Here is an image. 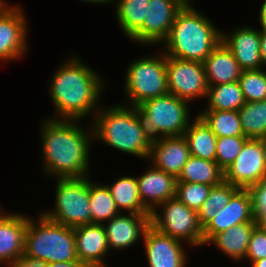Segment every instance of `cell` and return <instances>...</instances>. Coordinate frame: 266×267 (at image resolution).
<instances>
[{
  "label": "cell",
  "instance_id": "34",
  "mask_svg": "<svg viewBox=\"0 0 266 267\" xmlns=\"http://www.w3.org/2000/svg\"><path fill=\"white\" fill-rule=\"evenodd\" d=\"M211 188L210 185L200 183L177 182L176 197L187 207L198 211L209 196Z\"/></svg>",
  "mask_w": 266,
  "mask_h": 267
},
{
  "label": "cell",
  "instance_id": "21",
  "mask_svg": "<svg viewBox=\"0 0 266 267\" xmlns=\"http://www.w3.org/2000/svg\"><path fill=\"white\" fill-rule=\"evenodd\" d=\"M27 214L9 213L0 219V263L10 264L24 254Z\"/></svg>",
  "mask_w": 266,
  "mask_h": 267
},
{
  "label": "cell",
  "instance_id": "1",
  "mask_svg": "<svg viewBox=\"0 0 266 267\" xmlns=\"http://www.w3.org/2000/svg\"><path fill=\"white\" fill-rule=\"evenodd\" d=\"M79 120L47 118L39 130L44 172L56 178L89 176L93 130L79 126ZM82 127V128H81ZM88 130V131H87Z\"/></svg>",
  "mask_w": 266,
  "mask_h": 267
},
{
  "label": "cell",
  "instance_id": "18",
  "mask_svg": "<svg viewBox=\"0 0 266 267\" xmlns=\"http://www.w3.org/2000/svg\"><path fill=\"white\" fill-rule=\"evenodd\" d=\"M190 156L188 142L184 136L162 137L152 141L147 161L177 178Z\"/></svg>",
  "mask_w": 266,
  "mask_h": 267
},
{
  "label": "cell",
  "instance_id": "44",
  "mask_svg": "<svg viewBox=\"0 0 266 267\" xmlns=\"http://www.w3.org/2000/svg\"><path fill=\"white\" fill-rule=\"evenodd\" d=\"M85 1L86 3H96V4H109V3H113L114 0H82Z\"/></svg>",
  "mask_w": 266,
  "mask_h": 267
},
{
  "label": "cell",
  "instance_id": "2",
  "mask_svg": "<svg viewBox=\"0 0 266 267\" xmlns=\"http://www.w3.org/2000/svg\"><path fill=\"white\" fill-rule=\"evenodd\" d=\"M82 60L76 55L69 57L54 73L49 94L57 116L52 119L80 121L103 106L99 103L103 78Z\"/></svg>",
  "mask_w": 266,
  "mask_h": 267
},
{
  "label": "cell",
  "instance_id": "30",
  "mask_svg": "<svg viewBox=\"0 0 266 267\" xmlns=\"http://www.w3.org/2000/svg\"><path fill=\"white\" fill-rule=\"evenodd\" d=\"M238 112L244 136L266 140V100L245 102Z\"/></svg>",
  "mask_w": 266,
  "mask_h": 267
},
{
  "label": "cell",
  "instance_id": "4",
  "mask_svg": "<svg viewBox=\"0 0 266 267\" xmlns=\"http://www.w3.org/2000/svg\"><path fill=\"white\" fill-rule=\"evenodd\" d=\"M91 120L93 139L120 152L148 160L152 141L143 132L134 109L127 103L101 106Z\"/></svg>",
  "mask_w": 266,
  "mask_h": 267
},
{
  "label": "cell",
  "instance_id": "24",
  "mask_svg": "<svg viewBox=\"0 0 266 267\" xmlns=\"http://www.w3.org/2000/svg\"><path fill=\"white\" fill-rule=\"evenodd\" d=\"M183 136L188 142L192 156L215 161L217 136L198 114L191 121Z\"/></svg>",
  "mask_w": 266,
  "mask_h": 267
},
{
  "label": "cell",
  "instance_id": "10",
  "mask_svg": "<svg viewBox=\"0 0 266 267\" xmlns=\"http://www.w3.org/2000/svg\"><path fill=\"white\" fill-rule=\"evenodd\" d=\"M266 180V140L247 139L236 159L224 171V181L239 189Z\"/></svg>",
  "mask_w": 266,
  "mask_h": 267
},
{
  "label": "cell",
  "instance_id": "33",
  "mask_svg": "<svg viewBox=\"0 0 266 267\" xmlns=\"http://www.w3.org/2000/svg\"><path fill=\"white\" fill-rule=\"evenodd\" d=\"M245 102L266 100V71L243 70L238 80Z\"/></svg>",
  "mask_w": 266,
  "mask_h": 267
},
{
  "label": "cell",
  "instance_id": "6",
  "mask_svg": "<svg viewBox=\"0 0 266 267\" xmlns=\"http://www.w3.org/2000/svg\"><path fill=\"white\" fill-rule=\"evenodd\" d=\"M173 94L152 98L133 106L143 132L151 141L162 137L183 136L191 123L190 106Z\"/></svg>",
  "mask_w": 266,
  "mask_h": 267
},
{
  "label": "cell",
  "instance_id": "35",
  "mask_svg": "<svg viewBox=\"0 0 266 267\" xmlns=\"http://www.w3.org/2000/svg\"><path fill=\"white\" fill-rule=\"evenodd\" d=\"M247 139L245 136L217 137L215 161L223 171L236 159Z\"/></svg>",
  "mask_w": 266,
  "mask_h": 267
},
{
  "label": "cell",
  "instance_id": "45",
  "mask_svg": "<svg viewBox=\"0 0 266 267\" xmlns=\"http://www.w3.org/2000/svg\"><path fill=\"white\" fill-rule=\"evenodd\" d=\"M6 214H7V212L5 213L3 211V209L1 208V205H0V219L3 218Z\"/></svg>",
  "mask_w": 266,
  "mask_h": 267
},
{
  "label": "cell",
  "instance_id": "38",
  "mask_svg": "<svg viewBox=\"0 0 266 267\" xmlns=\"http://www.w3.org/2000/svg\"><path fill=\"white\" fill-rule=\"evenodd\" d=\"M9 267H47V263L38 260V259H32V258H26L25 256H21L11 262Z\"/></svg>",
  "mask_w": 266,
  "mask_h": 267
},
{
  "label": "cell",
  "instance_id": "32",
  "mask_svg": "<svg viewBox=\"0 0 266 267\" xmlns=\"http://www.w3.org/2000/svg\"><path fill=\"white\" fill-rule=\"evenodd\" d=\"M238 190L239 188L224 180L212 186L209 196L198 210V219L202 228L213 220L217 211L224 208Z\"/></svg>",
  "mask_w": 266,
  "mask_h": 267
},
{
  "label": "cell",
  "instance_id": "7",
  "mask_svg": "<svg viewBox=\"0 0 266 267\" xmlns=\"http://www.w3.org/2000/svg\"><path fill=\"white\" fill-rule=\"evenodd\" d=\"M125 73L127 106H139L146 100L169 94L164 53L135 59Z\"/></svg>",
  "mask_w": 266,
  "mask_h": 267
},
{
  "label": "cell",
  "instance_id": "27",
  "mask_svg": "<svg viewBox=\"0 0 266 267\" xmlns=\"http://www.w3.org/2000/svg\"><path fill=\"white\" fill-rule=\"evenodd\" d=\"M208 105L204 110L238 111L245 100L239 82L208 85Z\"/></svg>",
  "mask_w": 266,
  "mask_h": 267
},
{
  "label": "cell",
  "instance_id": "31",
  "mask_svg": "<svg viewBox=\"0 0 266 267\" xmlns=\"http://www.w3.org/2000/svg\"><path fill=\"white\" fill-rule=\"evenodd\" d=\"M198 116L217 137L244 136L238 111L201 110Z\"/></svg>",
  "mask_w": 266,
  "mask_h": 267
},
{
  "label": "cell",
  "instance_id": "39",
  "mask_svg": "<svg viewBox=\"0 0 266 267\" xmlns=\"http://www.w3.org/2000/svg\"><path fill=\"white\" fill-rule=\"evenodd\" d=\"M47 267H87V266L80 260H73L67 262L49 263L47 264Z\"/></svg>",
  "mask_w": 266,
  "mask_h": 267
},
{
  "label": "cell",
  "instance_id": "23",
  "mask_svg": "<svg viewBox=\"0 0 266 267\" xmlns=\"http://www.w3.org/2000/svg\"><path fill=\"white\" fill-rule=\"evenodd\" d=\"M256 226L255 219L251 222L235 225L224 232L214 235L206 244L215 245L226 256L235 262H240L246 258L252 231Z\"/></svg>",
  "mask_w": 266,
  "mask_h": 267
},
{
  "label": "cell",
  "instance_id": "20",
  "mask_svg": "<svg viewBox=\"0 0 266 267\" xmlns=\"http://www.w3.org/2000/svg\"><path fill=\"white\" fill-rule=\"evenodd\" d=\"M142 204L152 212L159 204L176 197L177 178L149 165L147 172L136 177Z\"/></svg>",
  "mask_w": 266,
  "mask_h": 267
},
{
  "label": "cell",
  "instance_id": "26",
  "mask_svg": "<svg viewBox=\"0 0 266 267\" xmlns=\"http://www.w3.org/2000/svg\"><path fill=\"white\" fill-rule=\"evenodd\" d=\"M117 209L128 213L151 214L142 204L138 193V182L133 176H122L113 184H107Z\"/></svg>",
  "mask_w": 266,
  "mask_h": 267
},
{
  "label": "cell",
  "instance_id": "41",
  "mask_svg": "<svg viewBox=\"0 0 266 267\" xmlns=\"http://www.w3.org/2000/svg\"><path fill=\"white\" fill-rule=\"evenodd\" d=\"M259 24L261 25L260 31H266V0L262 2L259 11Z\"/></svg>",
  "mask_w": 266,
  "mask_h": 267
},
{
  "label": "cell",
  "instance_id": "43",
  "mask_svg": "<svg viewBox=\"0 0 266 267\" xmlns=\"http://www.w3.org/2000/svg\"><path fill=\"white\" fill-rule=\"evenodd\" d=\"M250 267H266V258L250 263Z\"/></svg>",
  "mask_w": 266,
  "mask_h": 267
},
{
  "label": "cell",
  "instance_id": "28",
  "mask_svg": "<svg viewBox=\"0 0 266 267\" xmlns=\"http://www.w3.org/2000/svg\"><path fill=\"white\" fill-rule=\"evenodd\" d=\"M89 178V199L91 223L103 224L109 221L120 211L117 209L111 191L106 184L92 182Z\"/></svg>",
  "mask_w": 266,
  "mask_h": 267
},
{
  "label": "cell",
  "instance_id": "36",
  "mask_svg": "<svg viewBox=\"0 0 266 267\" xmlns=\"http://www.w3.org/2000/svg\"><path fill=\"white\" fill-rule=\"evenodd\" d=\"M264 258H266V233L256 226L252 231L245 259L249 260L250 264Z\"/></svg>",
  "mask_w": 266,
  "mask_h": 267
},
{
  "label": "cell",
  "instance_id": "19",
  "mask_svg": "<svg viewBox=\"0 0 266 267\" xmlns=\"http://www.w3.org/2000/svg\"><path fill=\"white\" fill-rule=\"evenodd\" d=\"M222 42L231 50L242 70L262 69L260 29L251 26L236 28L229 35L222 31Z\"/></svg>",
  "mask_w": 266,
  "mask_h": 267
},
{
  "label": "cell",
  "instance_id": "12",
  "mask_svg": "<svg viewBox=\"0 0 266 267\" xmlns=\"http://www.w3.org/2000/svg\"><path fill=\"white\" fill-rule=\"evenodd\" d=\"M19 5L0 6V60L14 61L27 52V20Z\"/></svg>",
  "mask_w": 266,
  "mask_h": 267
},
{
  "label": "cell",
  "instance_id": "29",
  "mask_svg": "<svg viewBox=\"0 0 266 267\" xmlns=\"http://www.w3.org/2000/svg\"><path fill=\"white\" fill-rule=\"evenodd\" d=\"M149 2L150 0H115L118 25L128 38L143 25Z\"/></svg>",
  "mask_w": 266,
  "mask_h": 267
},
{
  "label": "cell",
  "instance_id": "37",
  "mask_svg": "<svg viewBox=\"0 0 266 267\" xmlns=\"http://www.w3.org/2000/svg\"><path fill=\"white\" fill-rule=\"evenodd\" d=\"M253 216H266V180L250 187Z\"/></svg>",
  "mask_w": 266,
  "mask_h": 267
},
{
  "label": "cell",
  "instance_id": "11",
  "mask_svg": "<svg viewBox=\"0 0 266 267\" xmlns=\"http://www.w3.org/2000/svg\"><path fill=\"white\" fill-rule=\"evenodd\" d=\"M166 73L169 94L189 103L207 97L208 84L203 62L166 55Z\"/></svg>",
  "mask_w": 266,
  "mask_h": 267
},
{
  "label": "cell",
  "instance_id": "40",
  "mask_svg": "<svg viewBox=\"0 0 266 267\" xmlns=\"http://www.w3.org/2000/svg\"><path fill=\"white\" fill-rule=\"evenodd\" d=\"M260 55L262 67L266 66V31H260Z\"/></svg>",
  "mask_w": 266,
  "mask_h": 267
},
{
  "label": "cell",
  "instance_id": "15",
  "mask_svg": "<svg viewBox=\"0 0 266 267\" xmlns=\"http://www.w3.org/2000/svg\"><path fill=\"white\" fill-rule=\"evenodd\" d=\"M253 216L252 199L248 189H239L217 215L203 228V246L216 234L245 222Z\"/></svg>",
  "mask_w": 266,
  "mask_h": 267
},
{
  "label": "cell",
  "instance_id": "9",
  "mask_svg": "<svg viewBox=\"0 0 266 267\" xmlns=\"http://www.w3.org/2000/svg\"><path fill=\"white\" fill-rule=\"evenodd\" d=\"M150 225L165 235L185 241L189 246L203 245V228L199 223L198 211L187 207L177 197L159 204L151 212Z\"/></svg>",
  "mask_w": 266,
  "mask_h": 267
},
{
  "label": "cell",
  "instance_id": "42",
  "mask_svg": "<svg viewBox=\"0 0 266 267\" xmlns=\"http://www.w3.org/2000/svg\"><path fill=\"white\" fill-rule=\"evenodd\" d=\"M257 226L266 233V216H257L255 218Z\"/></svg>",
  "mask_w": 266,
  "mask_h": 267
},
{
  "label": "cell",
  "instance_id": "22",
  "mask_svg": "<svg viewBox=\"0 0 266 267\" xmlns=\"http://www.w3.org/2000/svg\"><path fill=\"white\" fill-rule=\"evenodd\" d=\"M208 85L237 82L242 69L231 50L221 41L203 61Z\"/></svg>",
  "mask_w": 266,
  "mask_h": 267
},
{
  "label": "cell",
  "instance_id": "5",
  "mask_svg": "<svg viewBox=\"0 0 266 267\" xmlns=\"http://www.w3.org/2000/svg\"><path fill=\"white\" fill-rule=\"evenodd\" d=\"M23 256L42 260L47 264L79 260L74 229L51 221L42 213L37 220L29 215Z\"/></svg>",
  "mask_w": 266,
  "mask_h": 267
},
{
  "label": "cell",
  "instance_id": "16",
  "mask_svg": "<svg viewBox=\"0 0 266 267\" xmlns=\"http://www.w3.org/2000/svg\"><path fill=\"white\" fill-rule=\"evenodd\" d=\"M151 214L123 212L103 223L109 250H125L143 238L146 229L150 226Z\"/></svg>",
  "mask_w": 266,
  "mask_h": 267
},
{
  "label": "cell",
  "instance_id": "3",
  "mask_svg": "<svg viewBox=\"0 0 266 267\" xmlns=\"http://www.w3.org/2000/svg\"><path fill=\"white\" fill-rule=\"evenodd\" d=\"M188 0L177 12L167 38L163 41L167 56L203 62L222 41V31Z\"/></svg>",
  "mask_w": 266,
  "mask_h": 267
},
{
  "label": "cell",
  "instance_id": "13",
  "mask_svg": "<svg viewBox=\"0 0 266 267\" xmlns=\"http://www.w3.org/2000/svg\"><path fill=\"white\" fill-rule=\"evenodd\" d=\"M188 0H150L147 18L129 38L142 45L161 44L168 36L177 12Z\"/></svg>",
  "mask_w": 266,
  "mask_h": 267
},
{
  "label": "cell",
  "instance_id": "8",
  "mask_svg": "<svg viewBox=\"0 0 266 267\" xmlns=\"http://www.w3.org/2000/svg\"><path fill=\"white\" fill-rule=\"evenodd\" d=\"M89 177L56 178L54 208L42 214L51 221L72 228L90 224Z\"/></svg>",
  "mask_w": 266,
  "mask_h": 267
},
{
  "label": "cell",
  "instance_id": "17",
  "mask_svg": "<svg viewBox=\"0 0 266 267\" xmlns=\"http://www.w3.org/2000/svg\"><path fill=\"white\" fill-rule=\"evenodd\" d=\"M78 259L87 267H107V235L102 224L90 223L73 228Z\"/></svg>",
  "mask_w": 266,
  "mask_h": 267
},
{
  "label": "cell",
  "instance_id": "14",
  "mask_svg": "<svg viewBox=\"0 0 266 267\" xmlns=\"http://www.w3.org/2000/svg\"><path fill=\"white\" fill-rule=\"evenodd\" d=\"M142 239L149 267H186L188 259L182 241L157 231L151 225Z\"/></svg>",
  "mask_w": 266,
  "mask_h": 267
},
{
  "label": "cell",
  "instance_id": "25",
  "mask_svg": "<svg viewBox=\"0 0 266 267\" xmlns=\"http://www.w3.org/2000/svg\"><path fill=\"white\" fill-rule=\"evenodd\" d=\"M224 180V171L216 161L190 156L179 176L177 182H191L205 185H218Z\"/></svg>",
  "mask_w": 266,
  "mask_h": 267
}]
</instances>
